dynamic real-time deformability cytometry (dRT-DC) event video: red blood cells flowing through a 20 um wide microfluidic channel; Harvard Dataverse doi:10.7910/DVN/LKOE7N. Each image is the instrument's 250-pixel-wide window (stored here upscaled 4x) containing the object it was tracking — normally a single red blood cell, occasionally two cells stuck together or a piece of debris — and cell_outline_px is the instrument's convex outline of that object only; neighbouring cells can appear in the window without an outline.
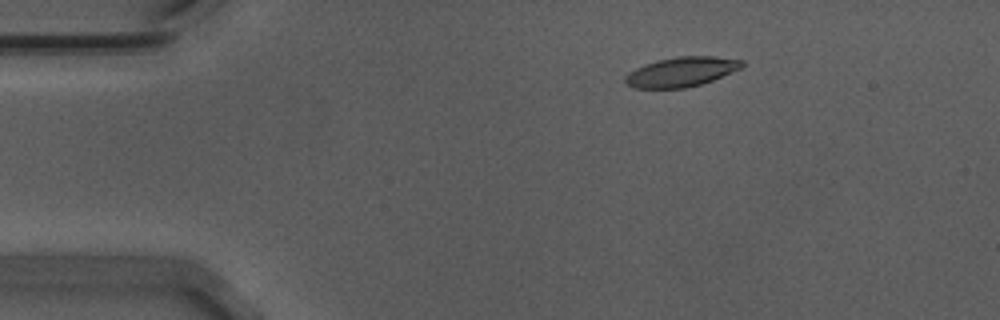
{"species": "Egyptian fruit bat (a non-hibernating species)", "species_latin": "Rousettus aegyptiacus", "temperature_condition": "warm", "stored_images_in_passage": 47, "camera_frame_rate_fps": 3000, "um_per_image_px": 0.085, "animal": {"sex": "male"}, "frame": {"image": 1, "passage_image": 1, "time_ms": 0.0, "image_size_px": [1000, 320], "cell_outline_px": [[744, 64], [740, 68], [712, 80], [700, 84], [684, 88], [632, 88], [624, 84], [624, 76], [628, 72], [644, 64], [656, 60], [676, 56], [712, 56], [744, 60]], "centroid_in_image_um": [57.85, 6.1], "position_along_channel_um": 27.2, "area_um2": 20.23}}
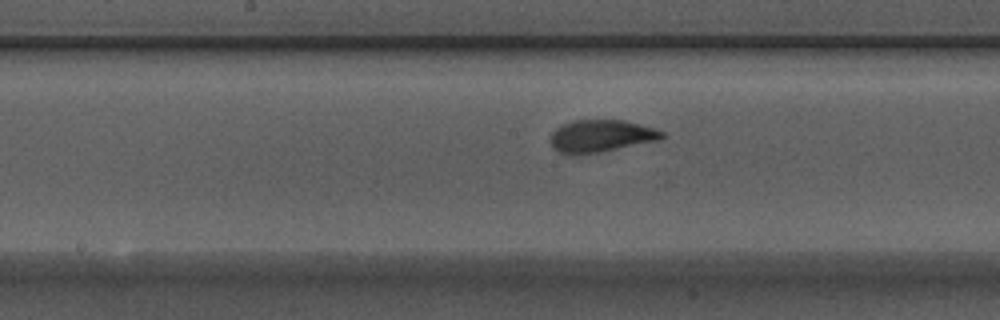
{"frame": {"image": 2, "passage_image": 20, "time_ms": 6.333, "image_size_px": [1000, 320], "cell_outline_px": [[668, 136], [660, 140], [600, 152], [576, 156], [572, 156], [560, 152], [552, 144], [552, 132], [556, 128], [572, 120], [624, 120], [656, 128], [664, 132]], "centroid_in_image_um": [51.15, 11.56], "position_along_channel_um": 197.1, "area_um2": 21.15}}
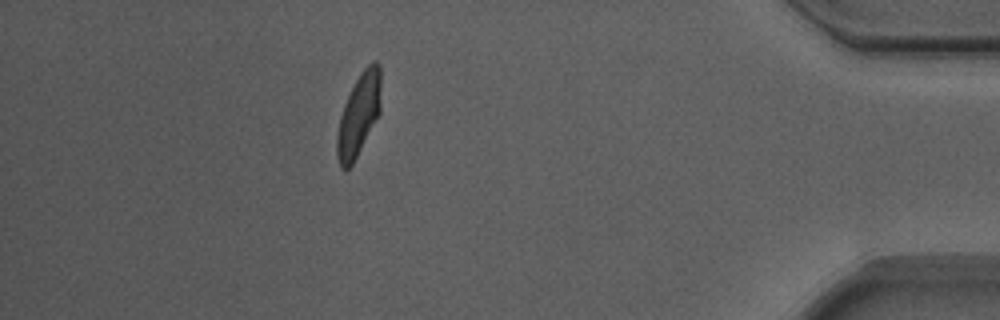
{"frame": {"image": 3, "passage_image": 41, "time_ms": 13.333, "image_size_px": [1000, 320], "cell_outline_px": [[380, 112], [352, 164], [348, 168], [340, 168], [336, 156], [336, 136], [340, 116], [344, 104], [360, 72], [368, 64], [376, 60], [380, 64]], "centroid_in_image_um": [30.48, 9.74], "position_along_channel_um": 404.7, "area_um2": 20.81}, "authors_computed_cell_mechanics": {"area_um2": 20.808, "velocity_mm_per_s": 3.6918, "shape_relaxation_time_tau1_ms": 2.8, "shape_relaxation_time_tau2_ms": 0.8975, "deformation_change_tau1": 0.1709, "deformation_change_tau2": 0.0755}}